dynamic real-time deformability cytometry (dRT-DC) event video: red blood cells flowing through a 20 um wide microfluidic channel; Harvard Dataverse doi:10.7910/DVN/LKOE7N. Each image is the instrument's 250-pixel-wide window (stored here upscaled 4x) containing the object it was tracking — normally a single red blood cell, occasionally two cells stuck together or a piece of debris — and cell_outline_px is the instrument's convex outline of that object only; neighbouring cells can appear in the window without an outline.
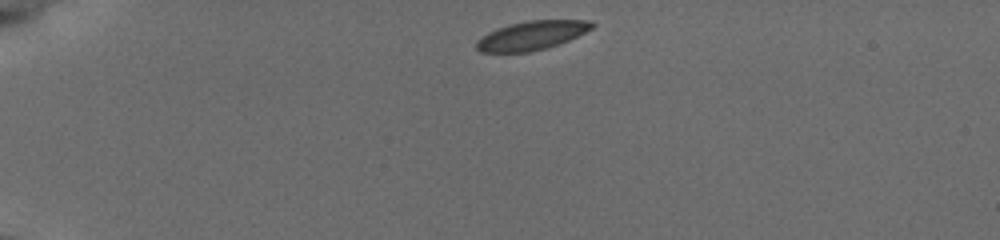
{"species": "common noctule bat (a hibernating species)", "species_latin": "Nyctalus noctula", "temperature_condition": "cold", "stored_images_in_passage": 43, "camera_frame_rate_fps": 3000, "um_per_image_px": 0.085, "animal": {"sex": "female", "body_mass_g": 19.5, "forearm_length_mm": 54.1}, "frame": {"image": 1, "passage_image": 1, "time_ms": 0.0, "image_size_px": [1000, 240], "cell_outline_px": [[596, 24], [592, 28], [568, 40], [544, 48], [528, 52], [480, 52], [476, 48], [476, 40], [488, 32], [496, 28], [508, 24], [528, 20], [592, 20]], "centroid_in_image_um": [45.16, 3.0], "position_along_channel_um": 39.8, "area_um2": 19.36}}
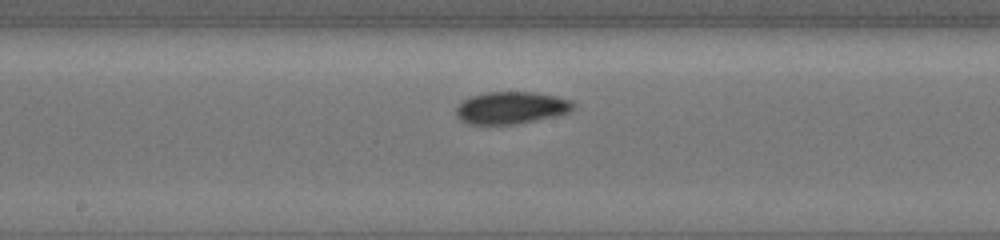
{"frame": {"image": 2, "passage_image": 19, "time_ms": 6.0, "image_size_px": [1000, 240], "cell_outline_px": [[576, 104], [568, 112], [552, 116], [512, 124], [468, 124], [460, 120], [456, 116], [456, 108], [464, 100], [472, 96], [488, 92], [532, 92], [556, 96], [572, 100]], "centroid_in_image_um": [43.43, 9.15], "position_along_channel_um": 204.8, "area_um2": 21.62}}
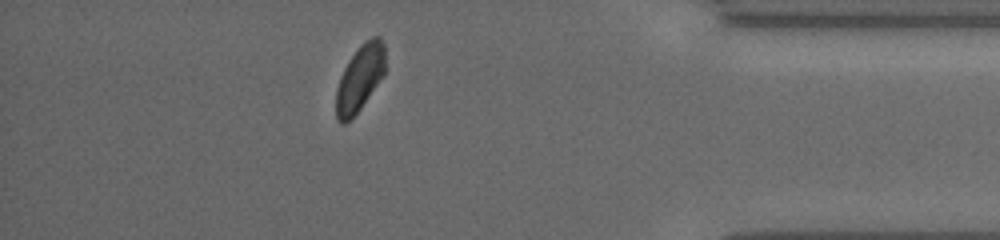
{"frame": {"image": 3, "passage_image": 37, "time_ms": 12.0, "image_size_px": [1000, 240], "cell_outline_px": [[384, 72], [360, 108], [344, 124], [340, 124], [336, 120], [336, 88], [340, 76], [348, 60], [360, 44], [364, 40], [372, 36], [380, 36], [384, 44]], "centroid_in_image_um": [30.55, 6.6], "position_along_channel_um": 404.7, "area_um2": 18.67}, "authors_computed_cell_mechanics": {"area_um2": 20.7502, "velocity_mm_per_s": 3.7801, "shape_relaxation_time_tau1_ms": 3.0343, "shape_relaxation_time_tau2_ms": 4.061, "deformation_change_tau1": 0.0833, "deformation_change_tau2": 0.0555}}